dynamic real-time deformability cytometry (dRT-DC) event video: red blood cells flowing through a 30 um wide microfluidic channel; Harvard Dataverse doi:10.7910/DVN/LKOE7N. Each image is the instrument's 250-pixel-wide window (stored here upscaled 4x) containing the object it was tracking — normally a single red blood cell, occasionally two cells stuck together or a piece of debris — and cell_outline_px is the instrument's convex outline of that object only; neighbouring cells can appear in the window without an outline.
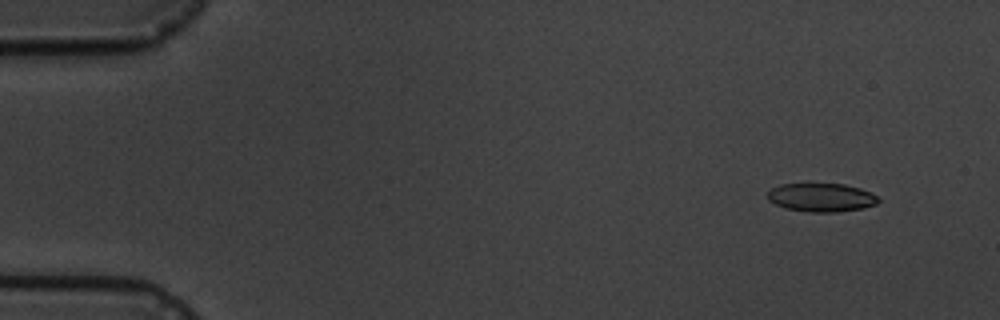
{"species": "common noctule bat (a hibernating species)", "species_latin": "Nyctalus noctula", "temperature_condition": "cold", "stored_images_in_passage": 9, "camera_frame_rate_fps": 3000, "um_per_image_px": 0.085, "animal": {"sex": "male", "body_mass_g": 19.5, "forearm_length_mm": 54.6}, "frame": {"image": 1, "passage_image": 1, "time_ms": 0.0, "image_size_px": [1000, 320], "cell_outline_px": [[880, 200], [876, 204], [864, 208], [836, 212], [812, 212], [784, 208], [768, 200], [768, 192], [772, 188], [780, 184], [844, 184], [860, 188], [876, 196]], "centroid_in_image_um": [69.81, 16.79], "position_along_channel_um": 15.2, "area_um2": 18.26}}
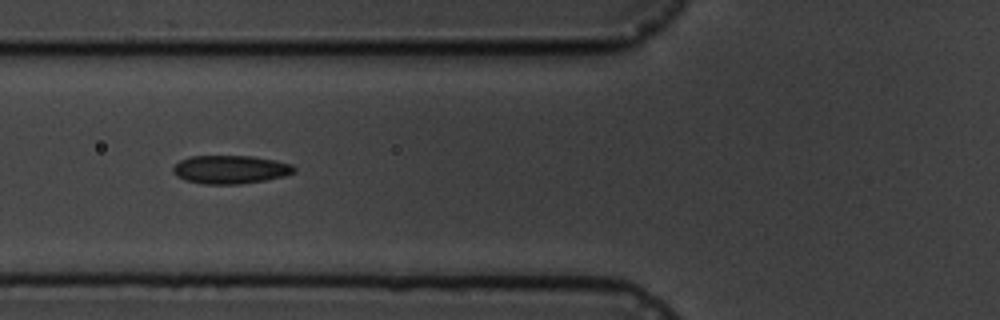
{"frame": {"image": 2, "passage_image": 6, "time_ms": 5.667, "image_size_px": [1000, 320], "cell_outline_px": [[296, 172], [284, 176], [264, 180], [240, 184], [204, 184], [188, 180], [176, 176], [172, 172], [172, 168], [180, 160], [192, 156], [252, 156], [292, 164], [296, 168]], "centroid_in_image_um": [19.59, 14.41], "position_along_channel_um": 106.2, "area_um2": 19.88}}
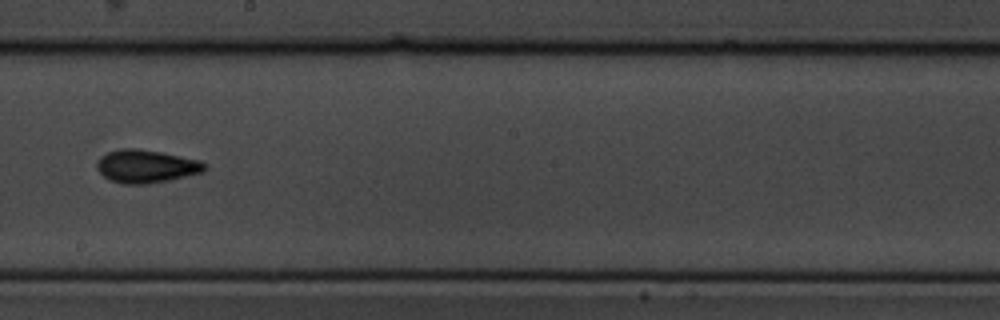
{"frame": {"image": 3, "passage_image": 9, "time_ms": 9.333, "image_size_px": [1000, 320], "cell_outline_px": [[208, 168], [204, 172], [168, 180], [148, 184], [124, 184], [108, 180], [96, 168], [96, 164], [100, 156], [108, 152], [120, 148], [136, 148], [160, 152], [200, 160], [208, 164]], "centroid_in_image_um": [12.43, 14.13], "position_along_channel_um": 235.8, "area_um2": 20.92}}